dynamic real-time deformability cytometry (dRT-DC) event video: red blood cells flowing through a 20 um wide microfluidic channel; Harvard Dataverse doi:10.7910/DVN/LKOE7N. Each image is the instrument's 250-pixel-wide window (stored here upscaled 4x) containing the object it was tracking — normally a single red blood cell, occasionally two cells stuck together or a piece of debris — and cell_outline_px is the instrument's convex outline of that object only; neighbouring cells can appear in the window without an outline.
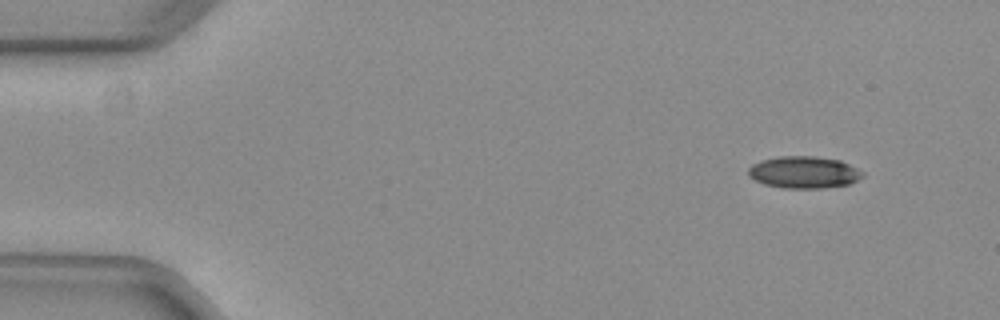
{"species": "common noctule bat (a hibernating species)", "species_latin": "Nyctalus noctula", "temperature_condition": "warm", "stored_images_in_passage": 15, "camera_frame_rate_fps": 3000, "um_per_image_px": 0.085, "animal": {"sex": "female", "body_mass_g": 29.2, "forearm_length_mm": 56.3}, "frame": {"image": 1, "passage_image": 1, "time_ms": 0.0, "image_size_px": [1000, 320], "cell_outline_px": [[864, 176], [848, 184], [824, 188], [784, 188], [764, 184], [748, 176], [748, 168], [752, 164], [764, 160], [780, 156], [812, 156], [840, 160], [864, 172]], "centroid_in_image_um": [68.33, 14.65], "position_along_channel_um": 16.7, "area_um2": 21.15}}
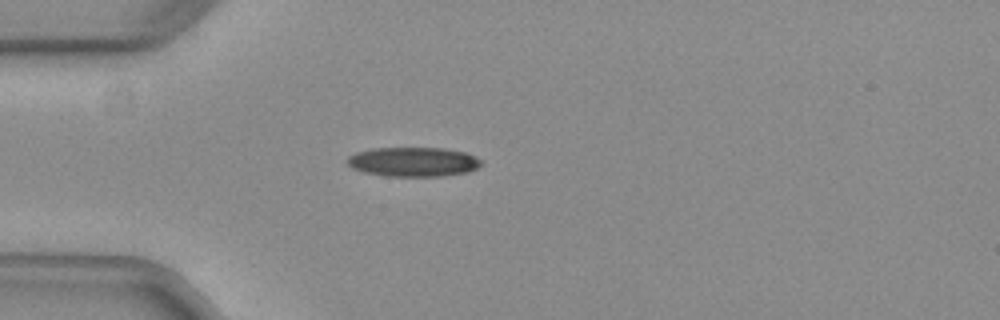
{"frame": {"image": 2, "passage_image": 11, "time_ms": 3.333, "image_size_px": [1000, 320], "cell_outline_px": [[480, 164], [476, 168], [468, 172], [440, 176], [384, 176], [364, 172], [352, 168], [348, 164], [348, 156], [356, 152], [372, 148], [444, 148], [464, 152], [476, 156], [480, 160]], "centroid_in_image_um": [35.1, 13.75], "position_along_channel_um": 49.9, "area_um2": 22.89}}